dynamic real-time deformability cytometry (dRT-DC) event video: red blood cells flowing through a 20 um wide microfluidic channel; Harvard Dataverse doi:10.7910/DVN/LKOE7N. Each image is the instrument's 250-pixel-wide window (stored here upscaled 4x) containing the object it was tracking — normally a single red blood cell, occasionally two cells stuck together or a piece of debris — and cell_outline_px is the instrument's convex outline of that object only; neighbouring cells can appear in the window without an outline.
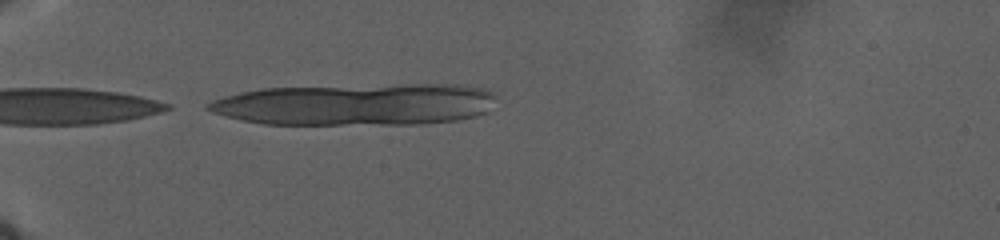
{"species": "human", "species_latin": "Homo sapiens", "temperature_condition": "warm", "stored_images_in_passage": 8, "camera_frame_rate_fps": 3000, "um_per_image_px": 0.085, "donor": {"sex": "male"}, "frame": {"image": 1, "passage_image": 1, "time_ms": 0.0, "image_size_px": [1000, 240], "cell_outline_px": [[496, 96], [488, 112], [476, 116], [456, 120], [424, 124], [264, 124], [240, 120], [224, 116], [212, 112], [204, 108], [204, 104], [212, 100], [224, 96], [240, 92], [260, 88], [404, 84], [460, 84], [484, 88], [492, 92]], "centroid_in_image_um": [30.24, 8.87], "position_along_channel_um": 54.8, "area_um2": 70.98}}